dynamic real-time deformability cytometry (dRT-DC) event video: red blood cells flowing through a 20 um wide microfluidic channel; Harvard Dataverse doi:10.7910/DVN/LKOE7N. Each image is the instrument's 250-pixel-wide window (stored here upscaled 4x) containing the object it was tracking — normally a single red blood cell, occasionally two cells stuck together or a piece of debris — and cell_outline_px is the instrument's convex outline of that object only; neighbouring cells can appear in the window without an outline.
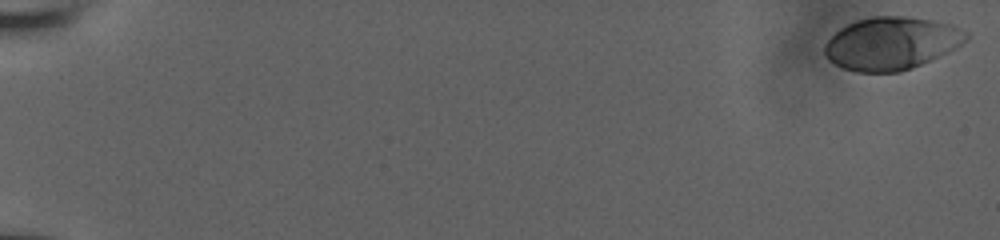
{"species": "human", "species_latin": "Homo sapiens", "temperature_condition": "room temperature", "stored_images_in_passage": 57, "camera_frame_rate_fps": 3000, "um_per_image_px": 0.085, "donor": {"sex": "male"}, "frame": {"image": 1, "passage_image": 1, "time_ms": 0.0, "image_size_px": [1000, 240], "cell_outline_px": [[968, 40], [956, 48], [932, 60], [912, 68], [900, 72], [856, 72], [844, 68], [828, 60], [824, 52], [824, 44], [840, 28], [856, 20], [872, 16], [908, 16], [932, 20], [952, 24], [968, 32]], "centroid_in_image_um": [75.79, 3.68], "position_along_channel_um": 9.2, "area_um2": 43.75}}
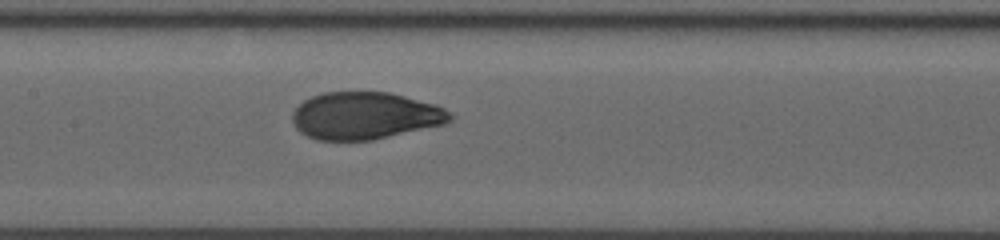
{"frame": {"image": 2, "passage_image": 31, "time_ms": 10.0, "image_size_px": [1000, 240], "cell_outline_px": [[456, 116], [452, 120], [444, 124], [372, 140], [316, 140], [300, 132], [296, 128], [292, 120], [292, 112], [304, 100], [312, 96], [324, 92], [392, 92], [436, 104], [452, 112]], "centroid_in_image_um": [31.06, 9.83], "position_along_channel_um": 176.3, "area_um2": 43.7}}
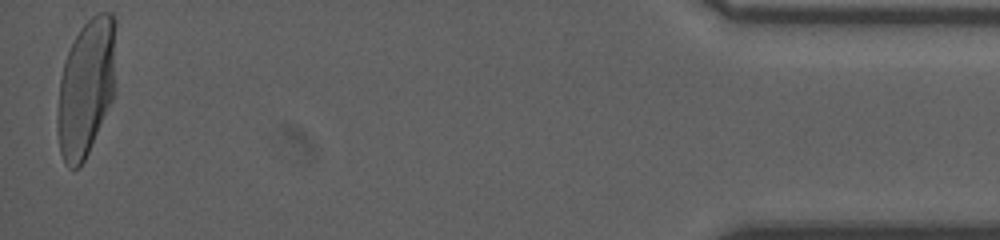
{"frame": {"image": 3, "passage_image": 57, "time_ms": 18.667, "image_size_px": [1000, 240], "cell_outline_px": [[116, 24], [112, 100], [88, 152], [80, 168], [68, 168], [64, 164], [60, 152], [56, 132], [56, 120], [60, 80], [64, 60], [80, 28], [96, 12], [112, 12], [116, 20]], "centroid_in_image_um": [7.29, 7.46], "position_along_channel_um": 427.9, "area_um2": 46.76}, "authors_computed_cell_mechanics": {"area_um2": 44.1014, "velocity_mm_per_s": 3.8124, "shape_relaxation_time_tau1_ms": 4.0533, "shape_relaxation_time_tau2_ms": null, "deformation_change_tau1": 0.2002, "deformation_change_tau2": null}}